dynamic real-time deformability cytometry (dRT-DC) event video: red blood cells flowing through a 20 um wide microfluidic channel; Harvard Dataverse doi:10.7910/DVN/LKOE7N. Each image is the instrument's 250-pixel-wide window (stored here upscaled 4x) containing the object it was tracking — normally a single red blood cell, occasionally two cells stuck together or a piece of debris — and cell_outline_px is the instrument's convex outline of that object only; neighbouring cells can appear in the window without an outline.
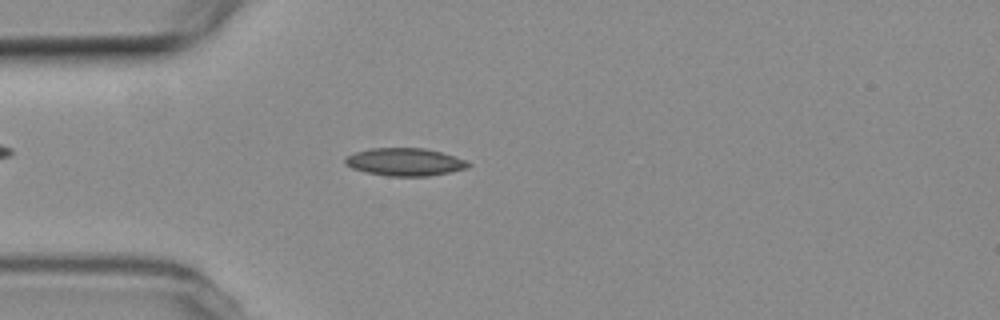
{"species": "common noctule bat (a hibernating species)", "species_latin": "Nyctalus noctula", "temperature_condition": "room temperature", "stored_images_in_passage": 53, "camera_frame_rate_fps": 3000, "um_per_image_px": 0.085, "animal": {"sex": "female", "body_mass_g": 19.3, "forearm_length_mm": 54.1}, "frame": {"image": 1, "passage_image": 14, "time_ms": 4.333, "image_size_px": [1000, 320], "cell_outline_px": [[472, 164], [468, 168], [428, 176], [388, 176], [364, 172], [352, 168], [344, 164], [344, 156], [356, 152], [372, 148], [424, 148], [456, 156], [468, 160]], "centroid_in_image_um": [34.41, 13.76], "position_along_channel_um": 50.6, "area_um2": 20.06}}
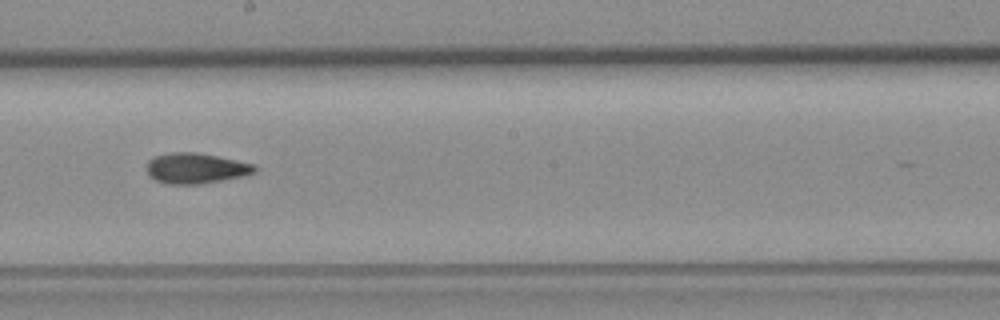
{"frame": {"image": 2, "passage_image": 29, "time_ms": 9.333, "image_size_px": [1000, 320], "cell_outline_px": [[256, 172], [244, 176], [200, 184], [168, 184], [156, 180], [148, 176], [144, 168], [148, 160], [156, 156], [172, 152], [196, 152], [256, 164]], "centroid_in_image_um": [16.62, 14.3], "position_along_channel_um": 231.6, "area_um2": 19.36}}
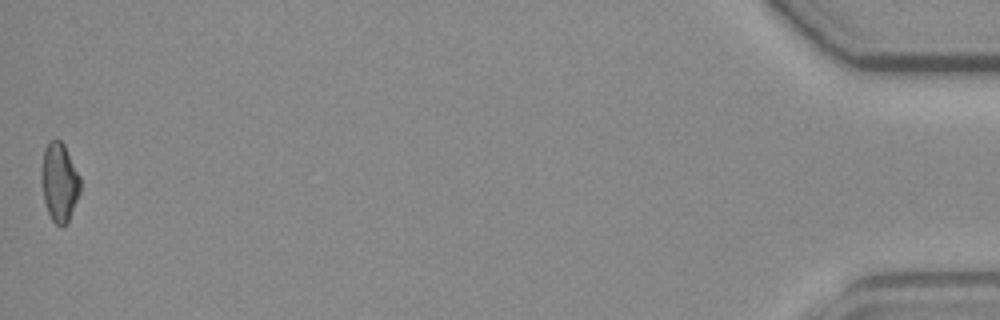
{"frame": {"image": 3, "passage_image": 53, "time_ms": 17.333, "image_size_px": [1000, 320], "cell_outline_px": [[80, 192], [68, 220], [64, 228], [60, 228], [52, 220], [48, 212], [44, 200], [40, 180], [40, 172], [44, 148], [48, 140], [60, 140], [64, 144], [80, 176]], "centroid_in_image_um": [5.02, 15.47], "position_along_channel_um": 430.2, "area_um2": 18.03}, "authors_computed_cell_mechanics": {"area_um2": 18.4382, "velocity_mm_per_s": 3.7924, "shape_relaxation_time_tau1_ms": 10.9032, "shape_relaxation_time_tau2_ms": 5.5934, "deformation_change_tau1": 0.2179, "deformation_change_tau2": 0.1267}}